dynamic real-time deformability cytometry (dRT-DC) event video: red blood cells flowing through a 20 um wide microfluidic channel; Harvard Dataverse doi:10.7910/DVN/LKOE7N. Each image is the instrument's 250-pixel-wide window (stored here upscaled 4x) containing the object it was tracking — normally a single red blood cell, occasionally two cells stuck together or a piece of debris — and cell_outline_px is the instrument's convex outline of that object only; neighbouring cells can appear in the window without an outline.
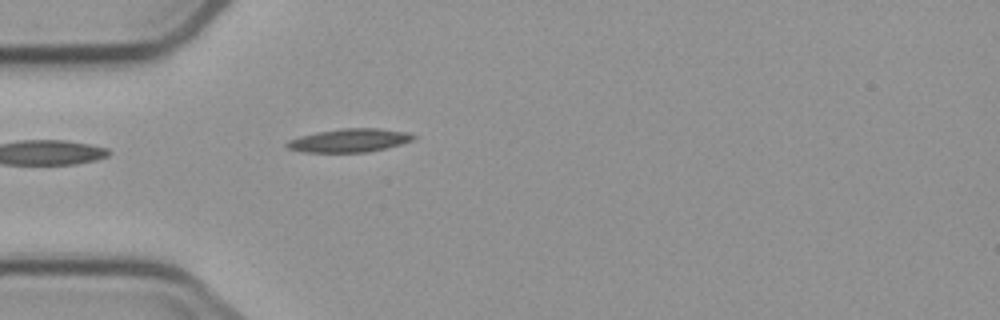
{"species": "common noctule bat (a hibernating species)", "species_latin": "Nyctalus noctula", "temperature_condition": "cold", "stored_images_in_passage": 2, "camera_frame_rate_fps": 3000, "um_per_image_px": 0.085, "animal": {"sex": "male", "body_mass_g": 23.1, "forearm_length_mm": 52.7}, "frame": {"image": 1, "passage_image": 2, "time_ms": 1.0, "image_size_px": [1000, 320], "cell_outline_px": [[416, 136], [412, 140], [400, 144], [368, 152], [304, 152], [288, 148], [284, 144], [288, 140], [300, 136], [316, 132], [340, 128], [376, 128], [408, 132]], "centroid_in_image_um": [29.67, 11.93], "position_along_channel_um": 55.3, "area_um2": 17.17}}